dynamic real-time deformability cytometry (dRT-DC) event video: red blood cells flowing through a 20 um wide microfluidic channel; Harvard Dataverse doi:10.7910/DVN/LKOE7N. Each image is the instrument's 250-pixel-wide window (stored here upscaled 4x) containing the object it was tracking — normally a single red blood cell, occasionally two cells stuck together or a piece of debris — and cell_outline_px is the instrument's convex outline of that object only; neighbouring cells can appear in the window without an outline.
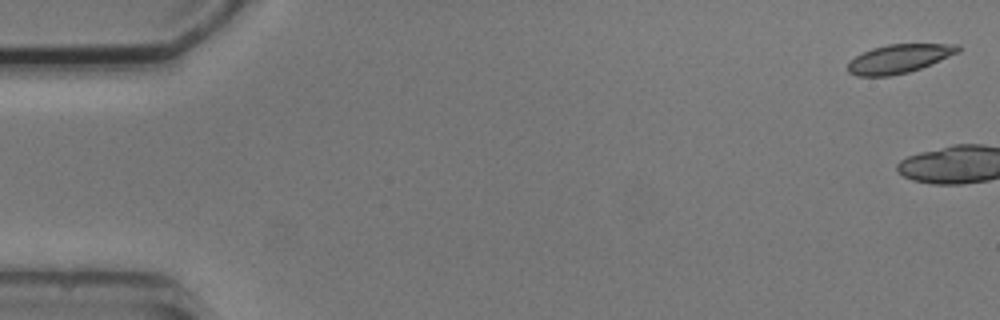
{"species": "common noctule bat (a hibernating species)", "species_latin": "Nyctalus noctula", "temperature_condition": "cold", "stored_images_in_passage": 6, "segment_of_instrument_passage": [2, 2], "camera_frame_rate_fps": 3000, "um_per_image_px": 0.085, "animal": {"sex": "male", "body_mass_g": 20.5, "forearm_length_mm": 52.5}, "frame": {"image": 1, "passage_image": 6, "time_ms": 6.667, "image_size_px": [1000, 320], "cell_outline_px": [[960, 52], [932, 64], [908, 72], [888, 76], [856, 76], [848, 72], [848, 60], [872, 48], [888, 44], [960, 44]], "centroid_in_image_um": [76.43, 4.99], "position_along_channel_um": 8.6, "area_um2": 18.5}}